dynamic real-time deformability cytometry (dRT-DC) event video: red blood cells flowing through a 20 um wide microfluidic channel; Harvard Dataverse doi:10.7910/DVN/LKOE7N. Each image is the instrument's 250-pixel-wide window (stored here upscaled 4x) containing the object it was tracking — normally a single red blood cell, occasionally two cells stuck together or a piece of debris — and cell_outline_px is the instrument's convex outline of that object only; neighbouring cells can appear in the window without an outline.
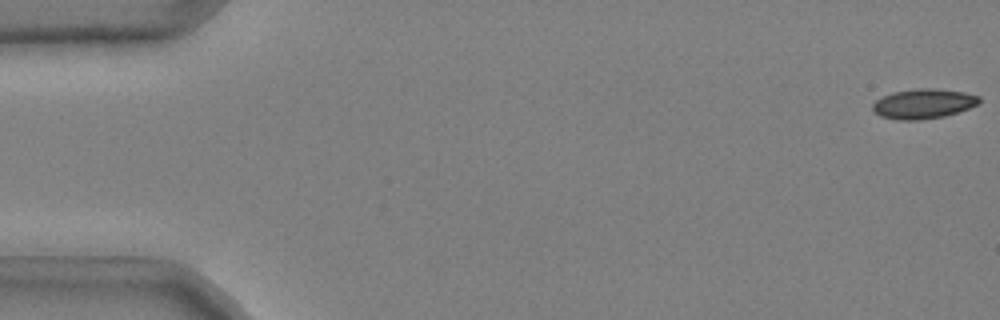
{"species": "common noctule bat (a hibernating species)", "species_latin": "Nyctalus noctula", "temperature_condition": "cold", "stored_images_in_passage": 17, "camera_frame_rate_fps": 3000, "um_per_image_px": 0.085, "animal": {"sex": "male", "body_mass_g": 20.4}, "frame": {"image": 1, "passage_image": 1, "time_ms": 0.0, "image_size_px": [1000, 320], "cell_outline_px": [[980, 104], [944, 116], [916, 120], [900, 120], [880, 116], [872, 108], [872, 104], [876, 100], [892, 92], [916, 88], [936, 88], [964, 92], [980, 96]], "centroid_in_image_um": [78.5, 8.8], "position_along_channel_um": 6.5, "area_um2": 18.44}}
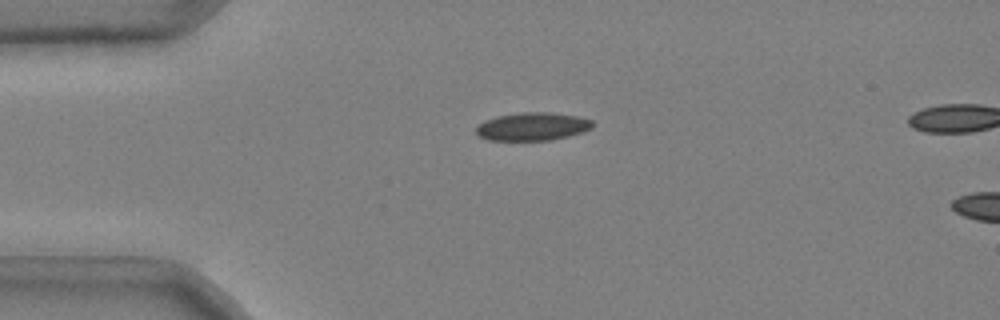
{"frame": {"image": 2, "passage_image": 13, "time_ms": 4.0, "image_size_px": [1000, 320], "cell_outline_px": [[592, 128], [584, 132], [552, 140], [488, 140], [480, 136], [476, 132], [476, 128], [484, 120], [496, 116], [520, 112], [552, 112], [580, 116], [592, 120]], "centroid_in_image_um": [45.29, 10.74], "position_along_channel_um": 39.7, "area_um2": 19.19}}